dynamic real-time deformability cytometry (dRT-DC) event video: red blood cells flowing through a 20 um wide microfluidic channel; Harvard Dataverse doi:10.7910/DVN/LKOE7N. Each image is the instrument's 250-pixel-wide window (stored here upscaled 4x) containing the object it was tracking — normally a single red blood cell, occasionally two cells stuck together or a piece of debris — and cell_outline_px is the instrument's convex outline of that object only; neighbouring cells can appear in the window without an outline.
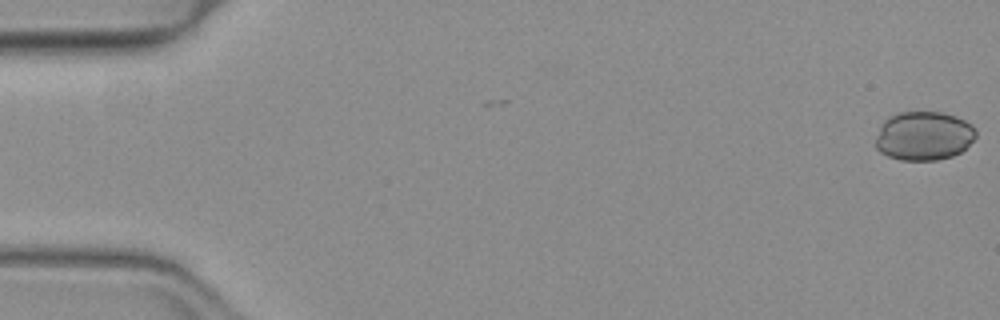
{"species": "common noctule bat (a hibernating species)", "species_latin": "Nyctalus noctula", "temperature_condition": "warm", "stored_images_in_passage": 2, "camera_frame_rate_fps": 3000, "um_per_image_px": 0.085, "animal": {"sex": "female", "body_mass_g": 19.3, "forearm_length_mm": 54.1}, "frame": {"image": 1, "passage_image": 2, "time_ms": 0.333, "image_size_px": [1000, 320], "cell_outline_px": [[976, 136], [960, 152], [952, 156], [936, 160], [900, 160], [888, 156], [880, 152], [876, 148], [876, 136], [880, 124], [888, 116], [896, 112], [944, 112], [956, 116], [972, 124], [976, 128]], "centroid_in_image_um": [78.5, 11.53], "position_along_channel_um": 6.5, "area_um2": 28.84}}